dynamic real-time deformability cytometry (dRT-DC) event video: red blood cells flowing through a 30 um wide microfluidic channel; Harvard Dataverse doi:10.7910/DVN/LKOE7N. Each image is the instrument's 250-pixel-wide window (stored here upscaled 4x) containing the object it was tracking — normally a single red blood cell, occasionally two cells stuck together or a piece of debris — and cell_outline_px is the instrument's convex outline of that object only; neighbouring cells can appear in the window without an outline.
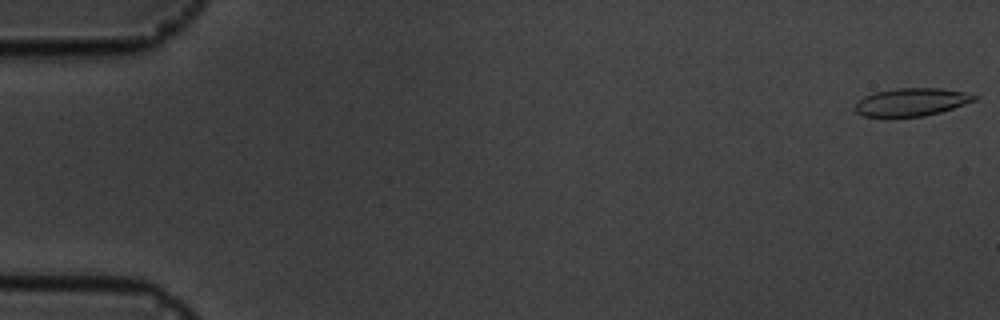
{"species": "common noctule bat (a hibernating species)", "species_latin": "Nyctalus noctula", "temperature_condition": "cold", "stored_images_in_passage": 7, "camera_frame_rate_fps": 3000, "um_per_image_px": 0.085, "animal": {"sex": "male", "body_mass_g": 19.5, "forearm_length_mm": 54.6}, "frame": {"image": 1, "passage_image": 1, "time_ms": 0.0, "image_size_px": [1000, 320], "cell_outline_px": [[980, 96], [976, 100], [940, 112], [924, 116], [864, 116], [856, 112], [856, 104], [864, 96], [876, 92], [896, 88], [940, 88], [968, 92]], "centroid_in_image_um": [77.54, 8.66], "position_along_channel_um": 7.5, "area_um2": 19.19}}
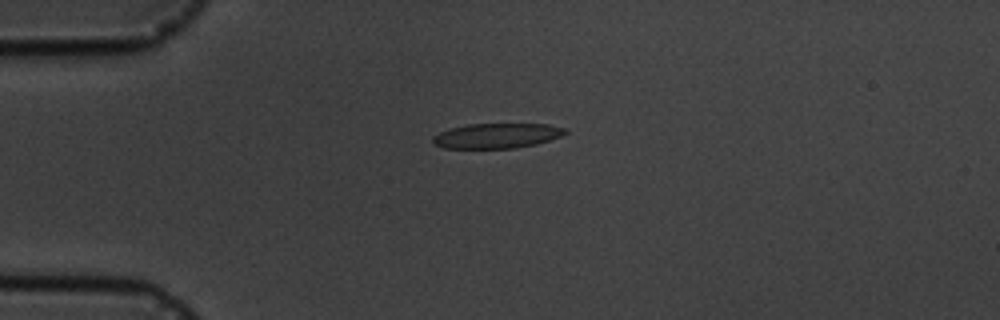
{"frame": {"image": 2, "passage_image": 5, "time_ms": 4.333, "image_size_px": [1000, 320], "cell_outline_px": [[568, 132], [560, 136], [536, 144], [516, 148], [444, 148], [436, 144], [432, 140], [432, 136], [440, 132], [452, 128], [468, 124], [548, 124], [568, 128]], "centroid_in_image_um": [42.26, 11.53], "position_along_channel_um": 42.7, "area_um2": 19.19}}
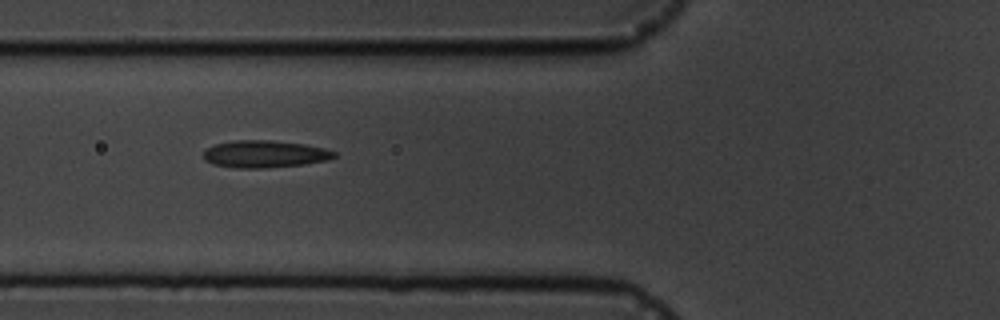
{"frame": {"image": 3, "passage_image": 7, "time_ms": 6.667, "image_size_px": [1000, 320], "cell_outline_px": [[336, 156], [328, 160], [304, 164], [264, 168], [236, 168], [212, 164], [204, 160], [204, 152], [208, 148], [216, 144], [232, 140], [272, 140], [304, 144], [324, 148], [336, 152]], "centroid_in_image_um": [22.5, 13.09], "position_along_channel_um": 103.3, "area_um2": 20.75}}